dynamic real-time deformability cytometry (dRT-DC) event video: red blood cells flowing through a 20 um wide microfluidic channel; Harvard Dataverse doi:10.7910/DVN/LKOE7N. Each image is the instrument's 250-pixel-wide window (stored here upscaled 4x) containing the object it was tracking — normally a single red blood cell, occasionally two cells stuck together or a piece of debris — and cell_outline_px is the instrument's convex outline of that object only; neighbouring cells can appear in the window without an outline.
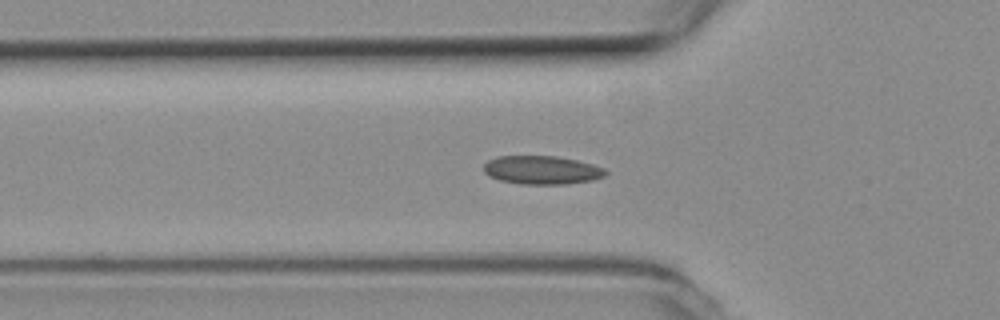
{"species": "common noctule bat (a hibernating species)", "species_latin": "Nyctalus noctula", "temperature_condition": "room temperature", "stored_images_in_passage": 40, "camera_frame_rate_fps": 3000, "um_per_image_px": 0.085, "animal": {"sex": "female", "body_mass_g": 19.3, "forearm_length_mm": 54.1}, "frame": {"image": 1, "passage_image": 11, "time_ms": 3.333, "image_size_px": [1000, 320], "cell_outline_px": [[608, 172], [604, 176], [592, 180], [564, 184], [520, 184], [500, 180], [488, 176], [484, 172], [484, 164], [488, 160], [496, 156], [556, 156], [576, 160], [592, 164], [604, 168]], "centroid_in_image_um": [46.03, 14.45], "position_along_channel_um": 79.8, "area_um2": 20.23}}
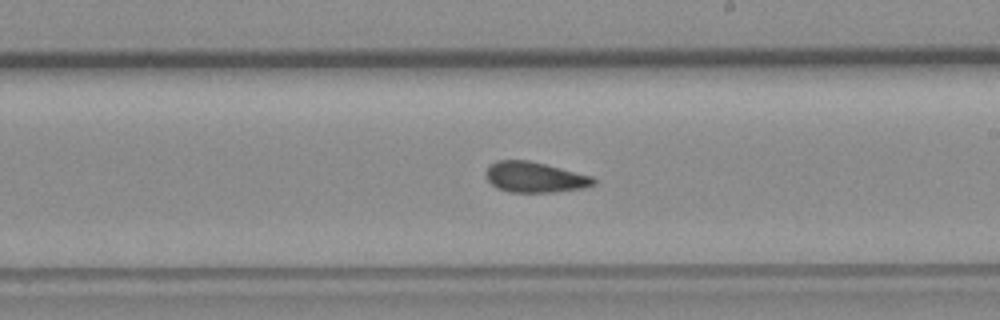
{"frame": {"image": 2, "passage_image": 24, "time_ms": 7.667, "image_size_px": [1000, 320], "cell_outline_px": [[596, 184], [584, 188], [552, 192], [508, 192], [496, 188], [488, 180], [488, 168], [496, 160], [528, 160], [592, 176], [596, 180]], "centroid_in_image_um": [45.48, 15.07], "position_along_channel_um": 243.5, "area_um2": 18.9}}
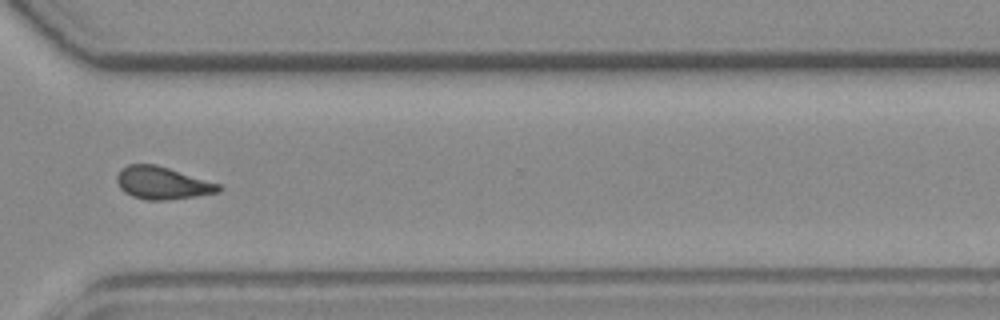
{"frame": {"image": 3, "passage_image": 33, "time_ms": 10.667, "image_size_px": [1000, 320], "cell_outline_px": [[224, 188], [220, 192], [196, 196], [164, 200], [148, 200], [132, 196], [124, 192], [120, 188], [116, 180], [116, 176], [120, 168], [128, 164], [156, 164], [220, 184]], "centroid_in_image_um": [13.79, 15.55], "position_along_channel_um": 356.8, "area_um2": 19.36}, "authors_computed_cell_mechanics": {"area_um2": 19.3052, "velocity_mm_per_s": 3.7663, "shape_relaxation_time_tau1_ms": null, "shape_relaxation_time_tau2_ms": 1.9228, "deformation_change_tau1": null, "deformation_change_tau2": 0.0792}}